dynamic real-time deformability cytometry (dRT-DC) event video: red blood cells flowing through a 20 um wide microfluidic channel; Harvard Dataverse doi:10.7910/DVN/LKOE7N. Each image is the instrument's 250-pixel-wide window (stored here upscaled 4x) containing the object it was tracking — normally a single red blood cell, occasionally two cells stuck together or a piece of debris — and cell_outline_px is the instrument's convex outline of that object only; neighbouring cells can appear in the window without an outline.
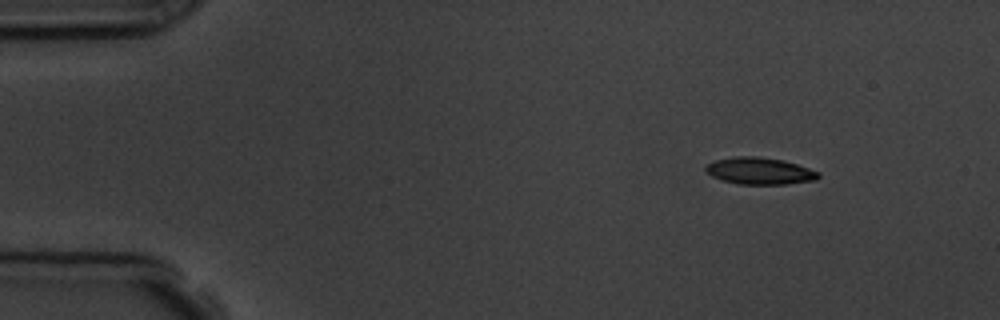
{"species": "common noctule bat (a hibernating species)", "species_latin": "Nyctalus noctula", "temperature_condition": "room temperature", "stored_images_in_passage": 3, "camera_frame_rate_fps": 3000, "um_per_image_px": 0.085, "animal": {"sex": "male", "body_mass_g": 19.5, "forearm_length_mm": 54.6}, "frame": {"image": 1, "passage_image": 1, "time_ms": 0.0, "image_size_px": [1000, 320], "cell_outline_px": [[820, 176], [816, 180], [788, 184], [740, 184], [724, 180], [712, 176], [704, 168], [708, 164], [716, 160], [736, 156], [756, 156], [784, 160], [820, 172]], "centroid_in_image_um": [64.61, 14.53], "position_along_channel_um": 20.4, "area_um2": 17.51}}